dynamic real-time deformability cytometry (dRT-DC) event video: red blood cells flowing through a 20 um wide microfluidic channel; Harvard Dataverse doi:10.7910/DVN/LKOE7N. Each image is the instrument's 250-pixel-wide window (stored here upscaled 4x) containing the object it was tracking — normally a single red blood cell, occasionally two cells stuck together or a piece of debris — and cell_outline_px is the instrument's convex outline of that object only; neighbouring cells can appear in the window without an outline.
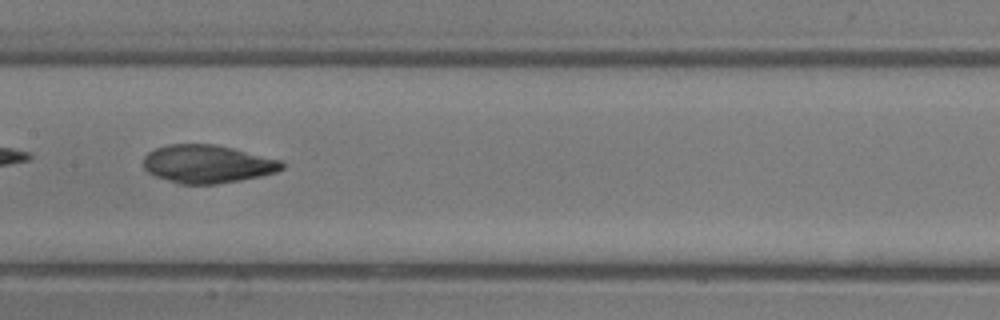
{"species": "common noctule bat (a hibernating species)", "species_latin": "Nyctalus noctula", "temperature_condition": "room temperature", "stored_images_in_passage": 24, "camera_frame_rate_fps": 3000, "um_per_image_px": 0.085, "animal": {"sex": "male", "body_mass_g": 13.3}, "frame": {"image": 1, "passage_image": 14, "time_ms": 4.333, "image_size_px": [1000, 320], "cell_outline_px": [[284, 168], [276, 172], [260, 176], [240, 180], [216, 184], [180, 184], [156, 176], [148, 172], [144, 168], [144, 156], [148, 152], [156, 148], [168, 144], [216, 144], [284, 160]], "centroid_in_image_um": [17.66, 13.93], "position_along_channel_um": 189.7, "area_um2": 30.87}}
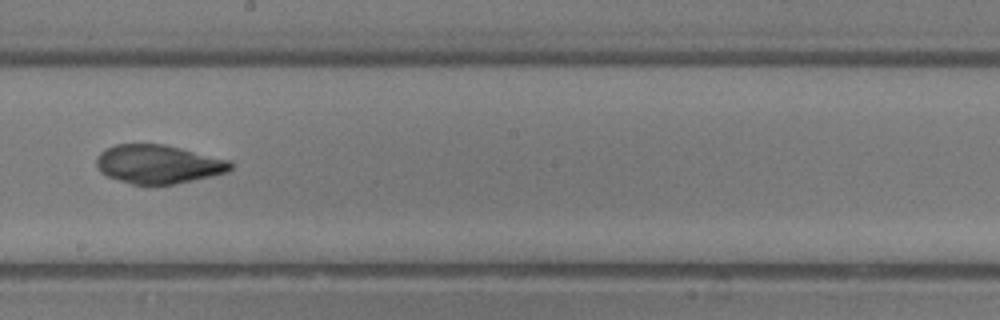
{"frame": {"image": 2, "passage_image": 17, "time_ms": 5.333, "image_size_px": [1000, 320], "cell_outline_px": [[232, 168], [228, 172], [212, 176], [172, 184], [132, 184], [108, 176], [100, 172], [96, 164], [96, 156], [100, 152], [116, 144], [164, 144], [232, 160]], "centroid_in_image_um": [13.47, 13.94], "position_along_channel_um": 234.7, "area_um2": 30.17}}